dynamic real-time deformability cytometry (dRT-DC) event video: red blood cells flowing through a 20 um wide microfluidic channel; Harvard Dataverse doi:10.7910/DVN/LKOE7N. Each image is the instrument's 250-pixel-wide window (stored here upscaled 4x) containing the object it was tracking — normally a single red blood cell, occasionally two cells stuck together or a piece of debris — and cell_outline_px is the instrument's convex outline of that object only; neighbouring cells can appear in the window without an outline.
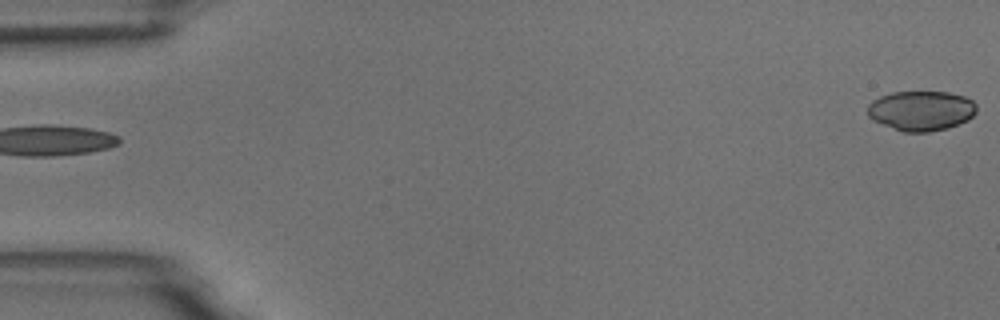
{"species": "common noctule bat (a hibernating species)", "species_latin": "Nyctalus noctula", "temperature_condition": "room temperature", "stored_images_in_passage": 3, "segment_of_instrument_passage": [2, 2], "camera_frame_rate_fps": 3000, "um_per_image_px": 0.085, "animal": {"sex": "male", "body_mass_g": 18.8}, "frame": {"image": 1, "passage_image": 3, "time_ms": 2.333, "image_size_px": [1000, 320], "cell_outline_px": [[976, 112], [968, 120], [948, 128], [928, 132], [904, 132], [872, 120], [868, 116], [868, 104], [872, 100], [880, 96], [892, 92], [948, 92], [964, 96], [972, 100], [976, 104]], "centroid_in_image_um": [78.3, 9.41], "position_along_channel_um": 6.7, "area_um2": 25.37}}